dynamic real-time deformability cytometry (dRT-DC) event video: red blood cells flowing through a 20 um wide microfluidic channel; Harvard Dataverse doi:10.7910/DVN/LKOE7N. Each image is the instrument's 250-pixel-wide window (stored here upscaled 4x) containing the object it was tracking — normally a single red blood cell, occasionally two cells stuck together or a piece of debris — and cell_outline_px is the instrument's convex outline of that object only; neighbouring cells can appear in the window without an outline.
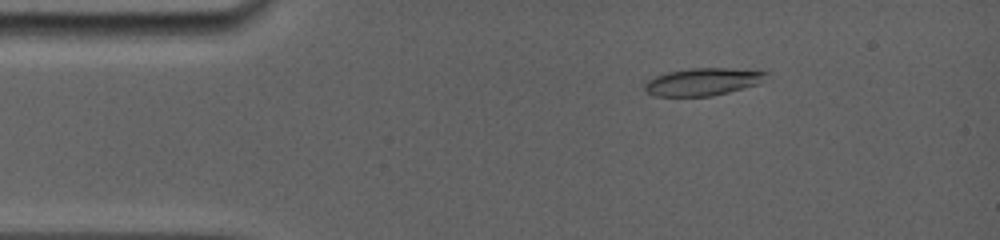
{"species": "common noctule bat (a hibernating species)", "species_latin": "Nyctalus noctula", "temperature_condition": "room temperature", "stored_images_in_passage": 44, "camera_frame_rate_fps": 5000, "um_per_image_px": 0.085, "animal": {"sex": "female", "body_mass_g": 19.0, "forearm_length_mm": 56.7}, "frame": {"image": 1, "passage_image": 7, "time_ms": 2.2, "image_size_px": [1000, 240], "cell_outline_px": [[768, 72], [760, 84], [712, 96], [656, 96], [648, 92], [644, 88], [644, 84], [648, 80], [656, 76], [668, 72], [688, 68], [724, 68]], "centroid_in_image_um": [59.72, 6.95], "position_along_channel_um": 25.3, "area_um2": 19.25}}
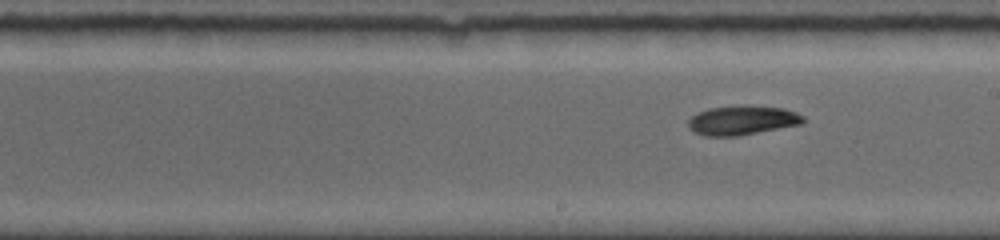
{"frame": {"image": 2, "passage_image": 25, "time_ms": 8.8, "image_size_px": [1000, 240], "cell_outline_px": [[804, 124], [736, 136], [704, 136], [692, 132], [688, 128], [688, 120], [696, 112], [708, 108], [784, 108], [796, 112], [804, 116]], "centroid_in_image_um": [63.06, 10.28], "position_along_channel_um": 225.9, "area_um2": 19.02}}
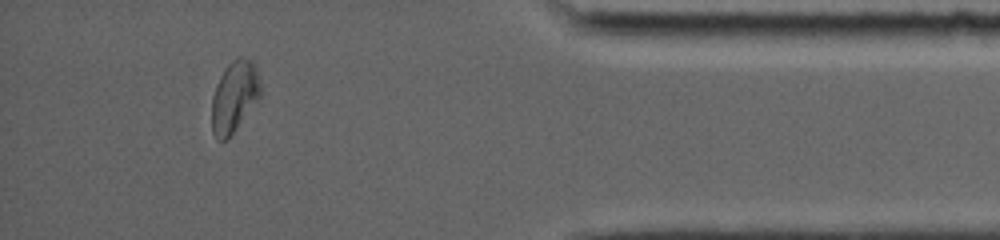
{"frame": {"image": 3, "passage_image": 40, "time_ms": 14.4, "image_size_px": [1000, 240], "cell_outline_px": [[260, 96], [236, 128], [224, 140], [216, 140], [212, 132], [212, 96], [216, 84], [224, 68], [232, 60], [240, 56], [252, 60], [256, 68], [260, 84]], "centroid_in_image_um": [19.89, 8.18], "position_along_channel_um": 415.3, "area_um2": 19.94}, "authors_computed_cell_mechanics": {"area_um2": 19.4786, "velocity_mm_per_s": 3.8654, "shape_relaxation_time_tau1_ms": 10.3568, "shape_relaxation_time_tau2_ms": 2.9947, "deformation_change_tau1": 0.2635, "deformation_change_tau2": 0.0657}}